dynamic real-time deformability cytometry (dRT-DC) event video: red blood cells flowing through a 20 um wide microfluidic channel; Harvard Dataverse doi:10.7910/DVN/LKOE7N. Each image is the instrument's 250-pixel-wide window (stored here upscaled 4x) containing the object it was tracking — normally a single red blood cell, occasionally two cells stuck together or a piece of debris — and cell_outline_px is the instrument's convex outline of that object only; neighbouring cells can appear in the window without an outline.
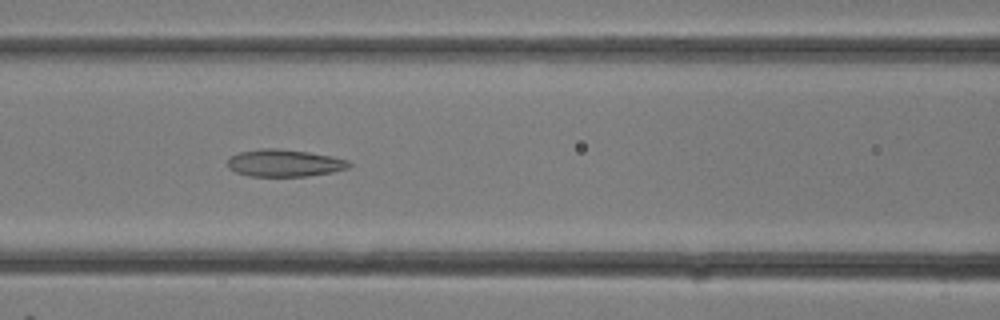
{"species": "common noctule bat (a hibernating species)", "species_latin": "Nyctalus noctula", "temperature_condition": "room temperature", "stored_images_in_passage": 18, "camera_frame_rate_fps": 3000, "um_per_image_px": 0.085, "animal": {"sex": "female"}, "frame": {"image": 1, "passage_image": 13, "time_ms": 4.0, "image_size_px": [1000, 320], "cell_outline_px": [[352, 164], [348, 168], [332, 172], [308, 176], [248, 176], [236, 172], [228, 168], [228, 160], [232, 156], [240, 152], [260, 148], [280, 148], [308, 152], [332, 156], [348, 160]], "centroid_in_image_um": [24.19, 13.85], "position_along_channel_um": 142.4, "area_um2": 19.31}}
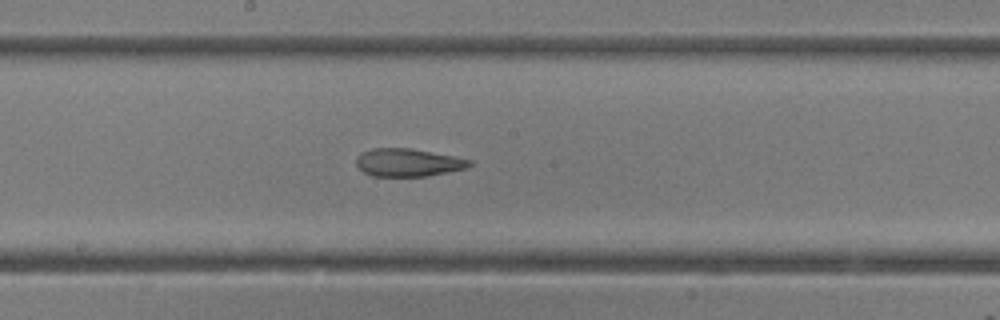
{"frame": {"image": 2, "passage_image": 16, "time_ms": 5.0, "image_size_px": [1000, 320], "cell_outline_px": [[472, 164], [468, 168], [428, 176], [372, 176], [364, 172], [356, 164], [356, 156], [360, 152], [372, 148], [412, 148], [472, 160]], "centroid_in_image_um": [34.67, 13.81], "position_along_channel_um": 213.5, "area_um2": 18.5}}
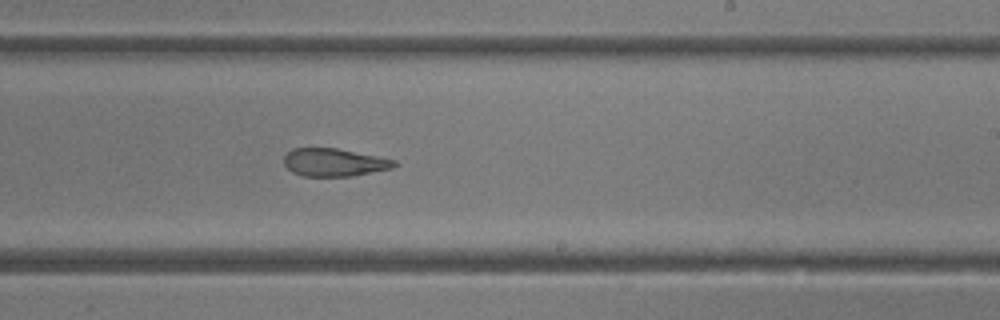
{"frame": {"image": 3, "passage_image": 18, "time_ms": 5.667, "image_size_px": [1000, 320], "cell_outline_px": [[400, 164], [392, 168], [352, 176], [304, 176], [292, 172], [284, 164], [284, 156], [292, 148], [336, 148], [396, 160]], "centroid_in_image_um": [28.41, 13.8], "position_along_channel_um": 260.6, "area_um2": 17.86}}